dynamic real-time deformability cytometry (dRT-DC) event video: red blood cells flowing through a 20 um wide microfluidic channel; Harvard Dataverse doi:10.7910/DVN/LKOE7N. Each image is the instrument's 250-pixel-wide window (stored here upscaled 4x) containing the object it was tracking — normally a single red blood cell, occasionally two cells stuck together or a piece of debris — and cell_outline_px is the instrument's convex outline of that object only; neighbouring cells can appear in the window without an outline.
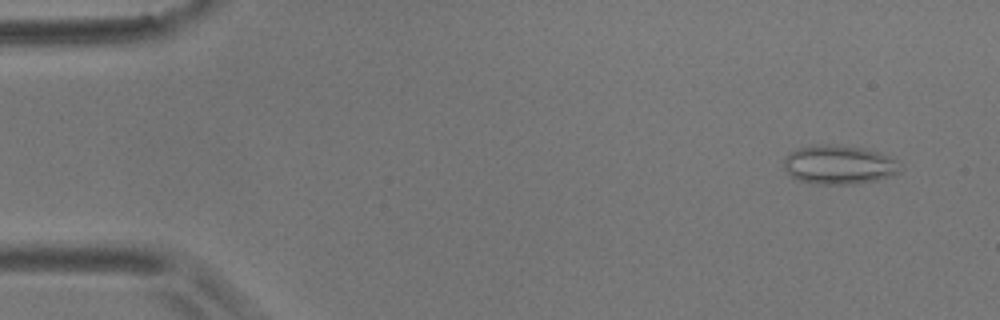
{"species": "common noctule bat (a hibernating species)", "species_latin": "Nyctalus noctula", "temperature_condition": "room temperature", "stored_images_in_passage": 55, "camera_frame_rate_fps": 3000, "um_per_image_px": 0.085, "animal": {"sex": "male", "body_mass_g": 17.9}, "frame": {"image": 1, "passage_image": 4, "time_ms": 1.0, "image_size_px": [1000, 320], "cell_outline_px": [[904, 168], [900, 172], [892, 176], [876, 180], [848, 184], [816, 184], [800, 180], [792, 176], [784, 168], [784, 156], [796, 148], [816, 144], [828, 144], [864, 148], [888, 156]], "centroid_in_image_um": [71.3, 13.99], "position_along_channel_um": 13.7, "area_um2": 26.36}}
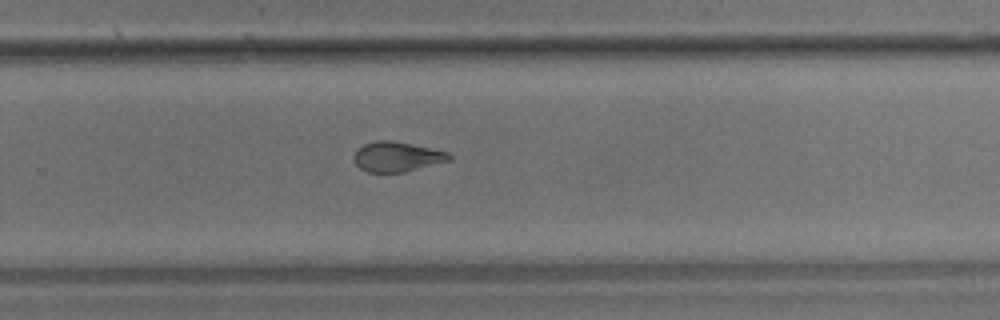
{"frame": {"image": 2, "passage_image": 37, "time_ms": 12.0, "image_size_px": [1000, 320], "cell_outline_px": [[452, 160], [404, 172], [364, 172], [356, 164], [352, 156], [356, 148], [364, 144], [376, 140], [388, 140], [412, 144], [448, 152], [452, 156]], "centroid_in_image_um": [33.71, 13.32], "position_along_channel_um": 296.1, "area_um2": 16.76}}
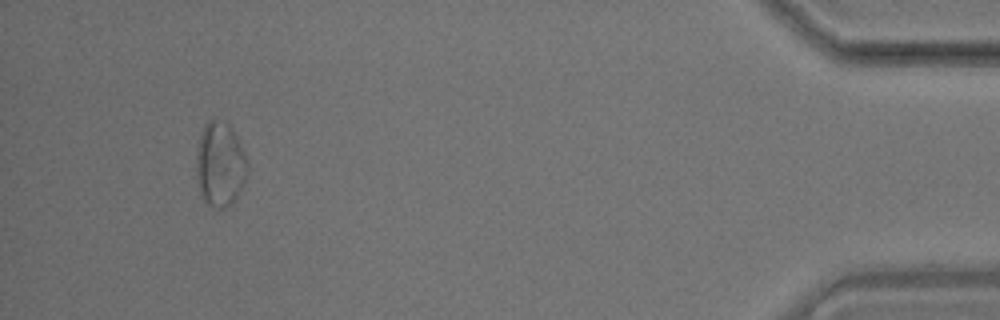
{"frame": {"image": 3, "passage_image": 53, "time_ms": 17.333, "image_size_px": [1000, 320], "cell_outline_px": [[248, 172], [244, 184], [232, 204], [224, 208], [212, 208], [204, 200], [196, 176], [196, 148], [200, 132], [204, 124], [208, 120], [216, 116], [224, 120], [228, 124], [236, 136], [248, 160]], "centroid_in_image_um": [18.7, 13.92], "position_along_channel_um": 416.5, "area_um2": 25.78}, "authors_computed_cell_mechanics": {"area_um2": 19.652, "velocity_mm_per_s": 3.5295, "shape_relaxation_time_tau1_ms": null, "shape_relaxation_time_tau2_ms": 1.2653, "deformation_change_tau1": null, "deformation_change_tau2": 0.0598}}